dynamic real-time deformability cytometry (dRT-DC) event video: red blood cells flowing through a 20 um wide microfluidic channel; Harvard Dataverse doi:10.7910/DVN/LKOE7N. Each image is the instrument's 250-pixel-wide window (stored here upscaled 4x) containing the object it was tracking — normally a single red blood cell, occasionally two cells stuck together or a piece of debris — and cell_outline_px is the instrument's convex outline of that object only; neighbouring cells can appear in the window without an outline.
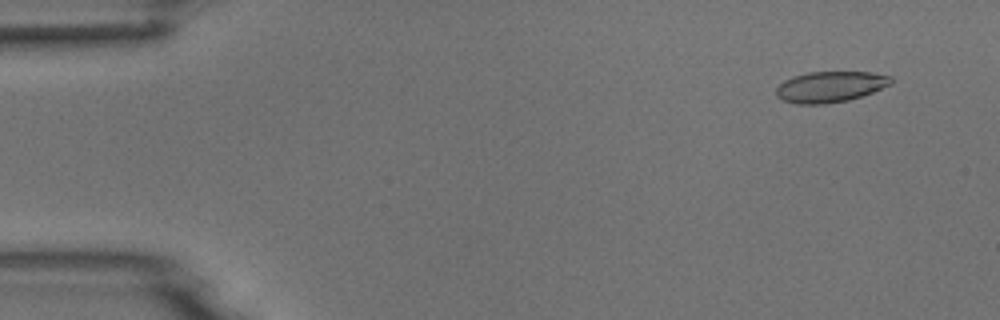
{"species": "common noctule bat (a hibernating species)", "species_latin": "Nyctalus noctula", "temperature_condition": "room temperature", "stored_images_in_passage": 4, "camera_frame_rate_fps": 3000, "um_per_image_px": 0.085, "animal": {"sex": "male", "body_mass_g": 18.8}, "frame": {"image": 1, "passage_image": 1, "time_ms": 0.0, "image_size_px": [1000, 320], "cell_outline_px": [[892, 84], [872, 92], [848, 100], [824, 104], [796, 104], [784, 100], [776, 96], [776, 88], [784, 80], [792, 76], [808, 72], [872, 72], [892, 76]], "centroid_in_image_um": [70.56, 7.37], "position_along_channel_um": 14.4, "area_um2": 20.69}}
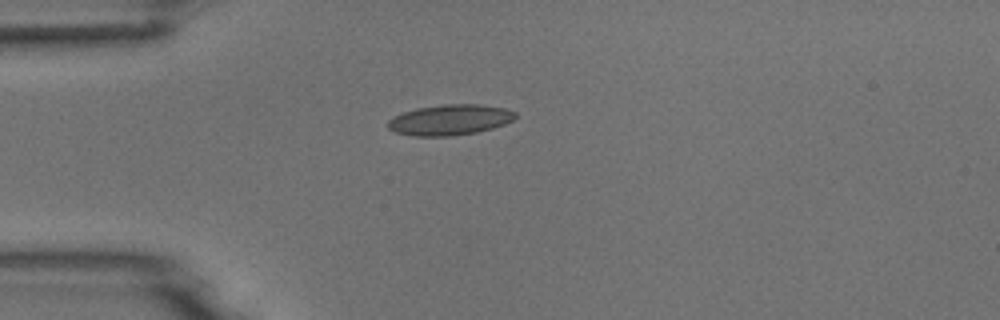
{"frame": {"image": 2, "passage_image": 4, "time_ms": 3.333, "image_size_px": [1000, 320], "cell_outline_px": [[516, 116], [512, 120], [504, 124], [492, 128], [476, 132], [452, 136], [412, 136], [396, 132], [388, 128], [388, 120], [392, 116], [416, 108], [444, 104], [480, 104], [504, 108], [516, 112]], "centroid_in_image_um": [38.22, 10.18], "position_along_channel_um": 46.8, "area_um2": 22.72}}